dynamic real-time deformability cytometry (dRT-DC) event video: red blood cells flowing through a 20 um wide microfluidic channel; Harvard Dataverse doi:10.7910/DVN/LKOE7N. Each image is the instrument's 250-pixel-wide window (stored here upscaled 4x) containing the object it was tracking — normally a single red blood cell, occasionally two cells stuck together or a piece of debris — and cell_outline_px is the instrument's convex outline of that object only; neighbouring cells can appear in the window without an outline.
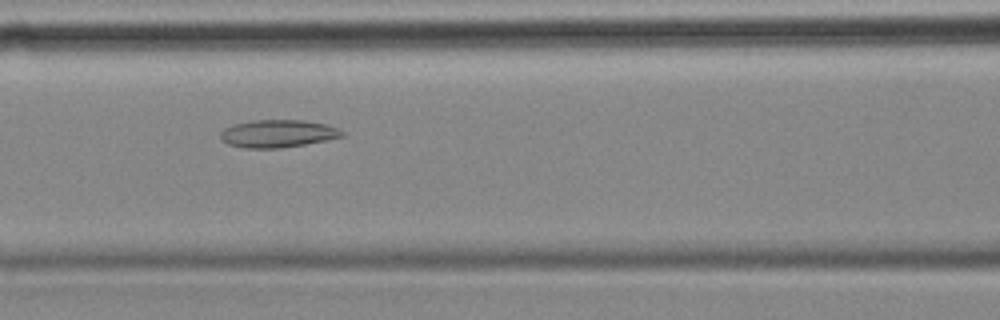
{"species": "common noctule bat (a hibernating species)", "species_latin": "Nyctalus noctula", "temperature_condition": "cold", "stored_images_in_passage": 42, "camera_frame_rate_fps": 3000, "um_per_image_px": 0.085, "animal": {"sex": "female", "body_mass_g": 18.4}, "frame": {"image": 1, "passage_image": 10, "time_ms": 3.0, "image_size_px": [1000, 320], "cell_outline_px": [[344, 136], [328, 140], [280, 148], [244, 148], [228, 144], [220, 136], [220, 132], [224, 128], [232, 124], [252, 120], [304, 120], [324, 124], [336, 128], [344, 132]], "centroid_in_image_um": [23.59, 11.35], "position_along_channel_um": 143.0, "area_um2": 19.54}}
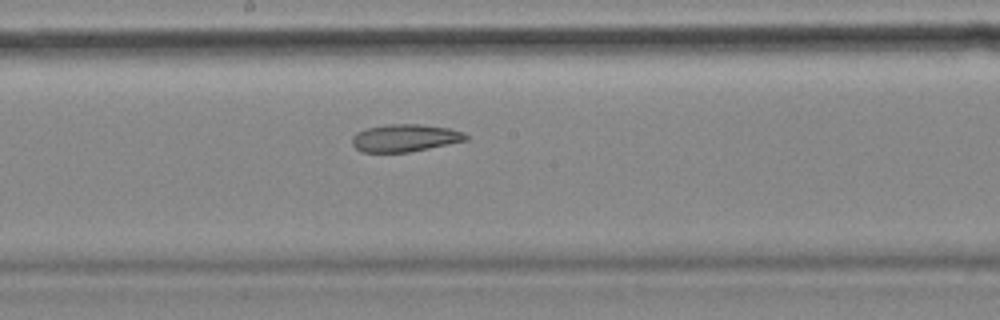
{"frame": {"image": 2, "passage_image": 16, "time_ms": 5.0, "image_size_px": [1000, 320], "cell_outline_px": [[468, 140], [408, 152], [360, 152], [352, 144], [352, 136], [356, 132], [368, 128], [388, 124], [420, 124], [448, 128], [464, 132], [468, 136]], "centroid_in_image_um": [34.41, 11.72], "position_along_channel_um": 213.8, "area_um2": 18.15}}
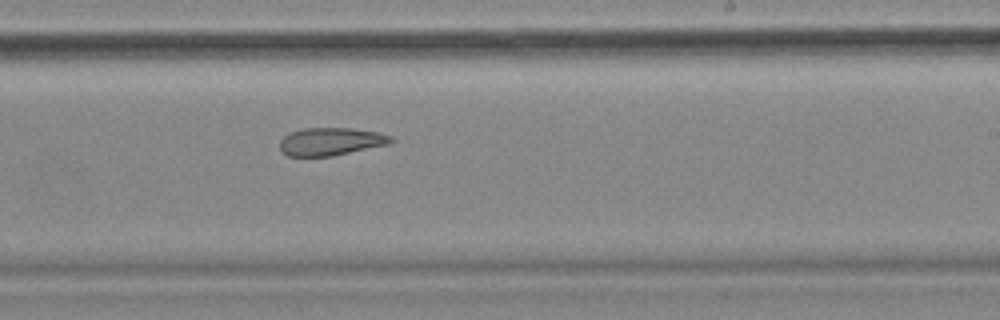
{"frame": {"image": 3, "passage_image": 20, "time_ms": 6.333, "image_size_px": [1000, 320], "cell_outline_px": [[392, 140], [388, 144], [332, 156], [288, 156], [280, 148], [280, 140], [284, 136], [292, 132], [304, 128], [352, 128], [380, 132], [392, 136]], "centroid_in_image_um": [28.12, 12.02], "position_along_channel_um": 260.9, "area_um2": 17.86}, "authors_computed_cell_mechanics": {"area_um2": 19.8832, "velocity_mm_per_s": 3.5538, "shape_relaxation_time_tau1_ms": null, "shape_relaxation_time_tau2_ms": 10.6075, "deformation_change_tau1": null, "deformation_change_tau2": 0.2142}}